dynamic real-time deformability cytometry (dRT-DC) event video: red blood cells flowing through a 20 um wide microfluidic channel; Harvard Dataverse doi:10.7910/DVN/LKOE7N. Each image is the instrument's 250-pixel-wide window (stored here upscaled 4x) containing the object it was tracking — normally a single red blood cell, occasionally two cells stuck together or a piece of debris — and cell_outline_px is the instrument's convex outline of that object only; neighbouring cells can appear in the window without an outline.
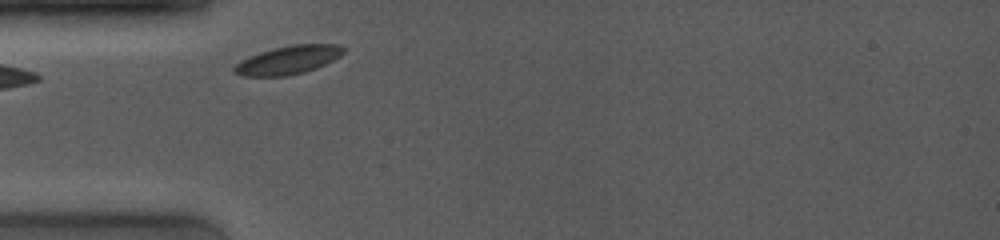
{"species": "common noctule bat (a hibernating species)", "species_latin": "Nyctalus noctula", "temperature_condition": "room temperature", "stored_images_in_passage": 20, "camera_frame_rate_fps": 4000, "um_per_image_px": 0.085, "animal": {"sex": "female", "body_mass_g": 19.0, "forearm_length_mm": 53.3}, "frame": {"image": 1, "passage_image": 1, "time_ms": 0.0, "image_size_px": [1000, 240], "cell_outline_px": [[344, 52], [340, 56], [316, 68], [304, 72], [288, 76], [244, 76], [232, 72], [232, 68], [240, 60], [248, 56], [272, 48], [292, 44], [340, 44], [344, 48]], "centroid_in_image_um": [24.46, 5.09], "position_along_channel_um": 60.5, "area_um2": 18.21}}
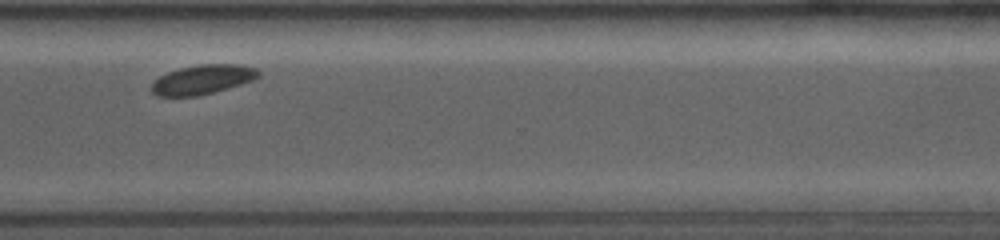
{"frame": {"image": 2, "passage_image": 17, "time_ms": 7.75, "image_size_px": [1000, 240], "cell_outline_px": [[260, 76], [252, 80], [240, 84], [212, 92], [196, 96], [156, 96], [152, 92], [152, 84], [160, 76], [168, 72], [180, 68], [200, 64], [236, 64], [256, 68], [260, 72]], "centroid_in_image_um": [17.22, 6.75], "position_along_channel_um": 353.4, "area_um2": 18.03}}
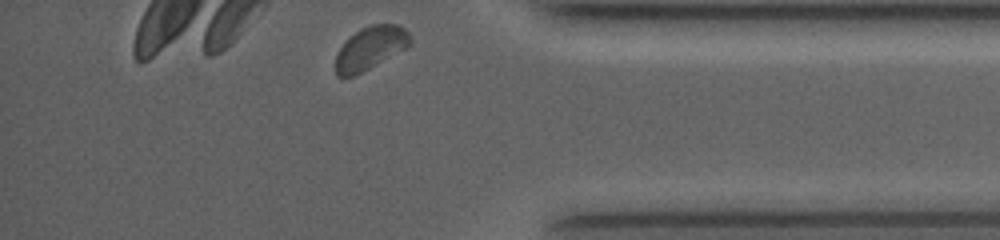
{"frame": {"image": 3, "passage_image": 20, "time_ms": 9.25, "image_size_px": [1000, 240], "cell_outline_px": [[412, 40], [408, 48], [352, 76], [336, 76], [336, 52], [360, 28], [372, 24], [400, 24], [408, 32]], "centroid_in_image_um": [31.52, 4.06], "position_along_channel_um": 403.7, "area_um2": 18.44}, "authors_computed_cell_mechanics": {"area_um2": 18.2937, "velocity_mm_per_s": 3.8197, "shape_relaxation_time_tau1_ms": 0.7746, "shape_relaxation_time_tau2_ms": null, "deformation_change_tau1": 0.0548, "deformation_change_tau2": null}}